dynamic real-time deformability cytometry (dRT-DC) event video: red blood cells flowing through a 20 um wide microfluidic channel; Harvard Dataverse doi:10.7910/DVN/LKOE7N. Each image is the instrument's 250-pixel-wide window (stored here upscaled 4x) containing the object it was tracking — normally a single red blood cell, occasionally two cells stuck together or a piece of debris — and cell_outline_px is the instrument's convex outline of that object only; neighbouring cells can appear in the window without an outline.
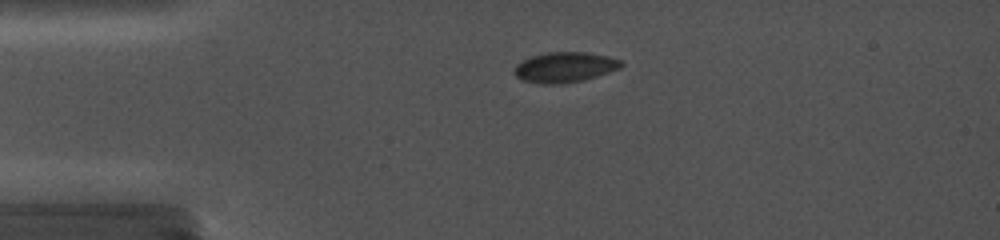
{"species": "common noctule bat (a hibernating species)", "species_latin": "Nyctalus noctula", "temperature_condition": "cold", "stored_images_in_passage": 5, "camera_frame_rate_fps": 5000, "um_per_image_px": 0.085, "animal": {"sex": "female", "body_mass_g": 19.0, "forearm_length_mm": 56.7}, "frame": {"image": 1, "passage_image": 4, "time_ms": 3.6, "image_size_px": [1000, 240], "cell_outline_px": [[624, 64], [620, 68], [596, 76], [580, 80], [560, 84], [540, 84], [524, 80], [516, 76], [516, 64], [532, 56], [548, 52], [588, 52], [608, 56], [624, 60]], "centroid_in_image_um": [48.06, 5.7], "position_along_channel_um": 36.9, "area_um2": 18.67}}